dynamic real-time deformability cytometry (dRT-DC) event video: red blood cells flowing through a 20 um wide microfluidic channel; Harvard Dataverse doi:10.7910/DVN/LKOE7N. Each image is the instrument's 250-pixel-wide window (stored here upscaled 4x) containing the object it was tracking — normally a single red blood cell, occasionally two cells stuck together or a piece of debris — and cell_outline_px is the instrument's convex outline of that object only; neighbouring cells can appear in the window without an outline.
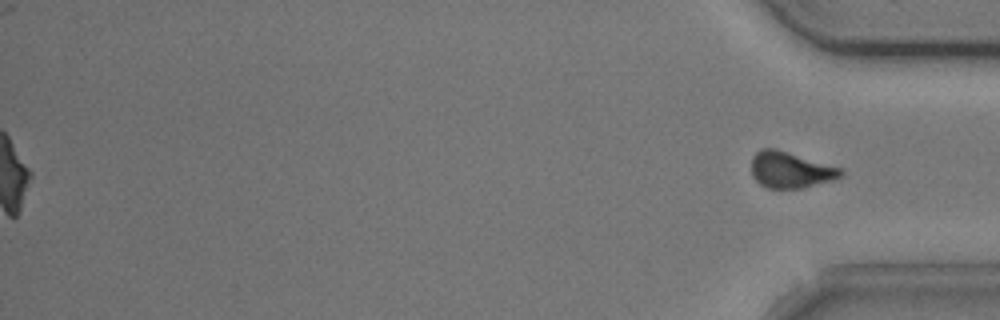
{"species": "common noctule bat (a hibernating species)", "species_latin": "Nyctalus noctula", "temperature_condition": "cold", "stored_images_in_passage": 54, "segment_of_instrument_passage": [2, 2], "camera_frame_rate_fps": 3000, "um_per_image_px": 0.085, "animal": {"sex": "male", "body_mass_g": 20.5, "forearm_length_mm": 52.5}, "frame": {"image": 1, "passage_image": 54, "time_ms": 17.667, "image_size_px": [1000, 320], "cell_outline_px": [[844, 176], [832, 180], [804, 188], [768, 188], [760, 184], [752, 176], [752, 156], [760, 148], [776, 148], [844, 168]], "centroid_in_image_um": [67.23, 14.43], "position_along_channel_um": 368.0, "area_um2": 19.19}}